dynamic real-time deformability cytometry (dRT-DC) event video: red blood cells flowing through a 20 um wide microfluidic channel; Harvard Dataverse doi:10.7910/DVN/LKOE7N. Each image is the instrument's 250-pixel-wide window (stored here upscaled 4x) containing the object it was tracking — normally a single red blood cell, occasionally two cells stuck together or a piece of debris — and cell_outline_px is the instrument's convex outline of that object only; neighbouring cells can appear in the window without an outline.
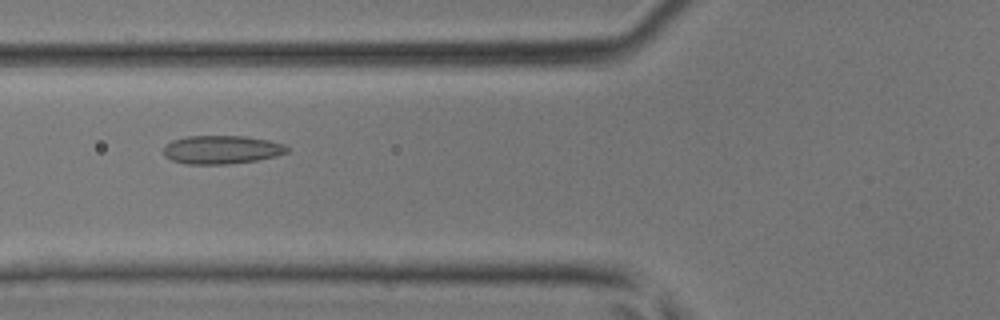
{"species": "common noctule bat (a hibernating species)", "species_latin": "Nyctalus noctula", "temperature_condition": "room temperature", "stored_images_in_passage": 32, "camera_frame_rate_fps": 3000, "um_per_image_px": 0.085, "animal": {"sex": "male", "body_mass_g": 17.9, "forearm_length_mm": 54.2}, "frame": {"image": 1, "passage_image": 14, "time_ms": 4.333, "image_size_px": [1000, 320], "cell_outline_px": [[288, 152], [276, 156], [256, 160], [228, 164], [188, 164], [172, 160], [164, 156], [164, 148], [172, 140], [188, 136], [248, 136], [268, 140], [284, 144], [288, 148]], "centroid_in_image_um": [18.85, 12.72], "position_along_channel_um": 106.9, "area_um2": 20.4}}
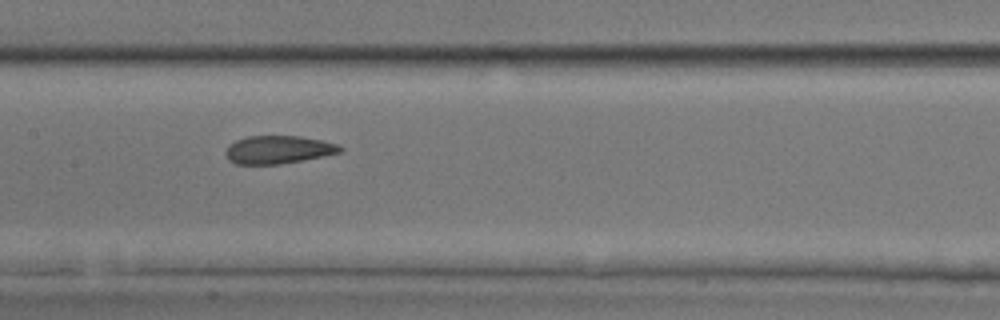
{"frame": {"image": 2, "passage_image": 19, "time_ms": 6.0, "image_size_px": [1000, 320], "cell_outline_px": [[344, 152], [324, 156], [280, 164], [236, 164], [228, 160], [224, 152], [228, 144], [236, 140], [248, 136], [300, 136], [340, 144], [344, 148]], "centroid_in_image_um": [23.66, 12.72], "position_along_channel_um": 183.7, "area_um2": 18.9}}
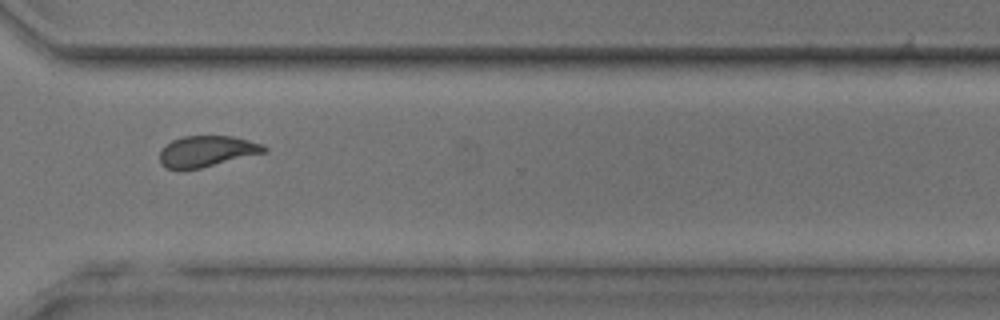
{"frame": {"image": 3, "passage_image": 30, "time_ms": 9.667, "image_size_px": [1000, 320], "cell_outline_px": [[268, 152], [200, 168], [168, 168], [160, 164], [160, 152], [172, 140], [184, 136], [232, 136], [264, 144], [268, 148]], "centroid_in_image_um": [17.65, 12.84], "position_along_channel_um": 353.0, "area_um2": 18.67}}